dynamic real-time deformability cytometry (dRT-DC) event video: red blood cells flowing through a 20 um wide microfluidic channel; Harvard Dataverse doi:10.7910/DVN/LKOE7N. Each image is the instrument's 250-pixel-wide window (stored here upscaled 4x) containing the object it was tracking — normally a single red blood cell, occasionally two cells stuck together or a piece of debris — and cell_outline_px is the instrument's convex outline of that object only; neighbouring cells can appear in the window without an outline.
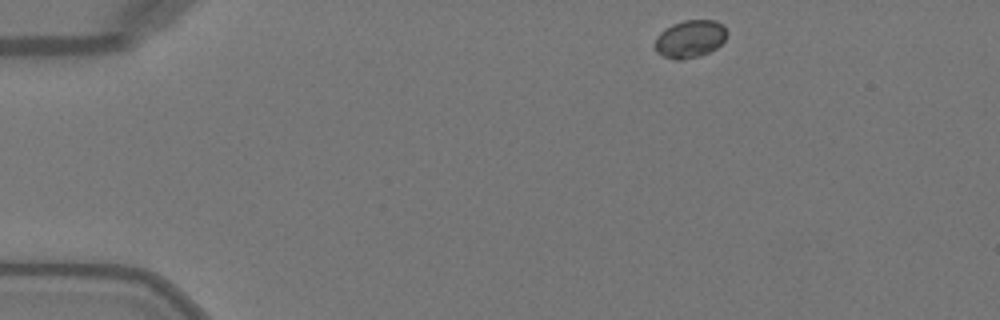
{"species": "Egyptian fruit bat (a non-hibernating species)", "species_latin": "Rousettus aegyptiacus", "temperature_condition": "warm", "stored_images_in_passage": 44, "camera_frame_rate_fps": 3000, "um_per_image_px": 0.085, "animal": {"sex": "female"}, "frame": {"image": 1, "passage_image": 1, "time_ms": 0.0, "image_size_px": [1000, 320], "cell_outline_px": [[728, 36], [716, 48], [700, 56], [680, 60], [676, 60], [664, 56], [656, 52], [652, 44], [656, 36], [660, 32], [672, 24], [684, 20], [716, 20], [728, 32]], "centroid_in_image_um": [58.61, 3.31], "position_along_channel_um": 26.4, "area_um2": 15.95}}
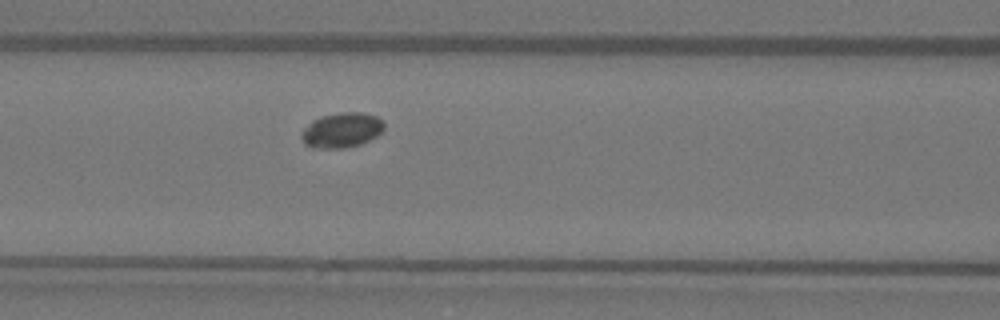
{"frame": {"image": 2, "passage_image": 15, "time_ms": 4.667, "image_size_px": [1000, 320], "cell_outline_px": [[384, 128], [376, 136], [360, 144], [344, 148], [312, 148], [304, 144], [300, 136], [304, 128], [312, 120], [320, 116], [340, 112], [364, 112], [376, 116], [384, 120]], "centroid_in_image_um": [29.03, 11.05], "position_along_channel_um": 137.6, "area_um2": 16.99}}
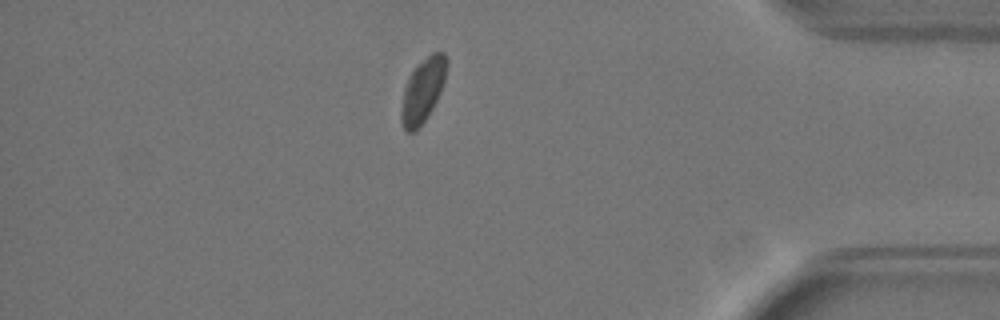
{"frame": {"image": 3, "passage_image": 37, "time_ms": 12.0, "image_size_px": [1000, 320], "cell_outline_px": [[448, 64], [444, 80], [440, 92], [432, 108], [424, 120], [412, 132], [408, 132], [404, 128], [400, 120], [400, 112], [404, 88], [408, 76], [432, 52], [444, 52], [448, 60]], "centroid_in_image_um": [35.93, 7.66], "position_along_channel_um": 399.3, "area_um2": 16.53}, "authors_computed_cell_mechanics": {"area_um2": 16.6464, "velocity_mm_per_s": 4.0242, "shape_relaxation_time_tau1_ms": null, "shape_relaxation_time_tau2_ms": 8.3893, "deformation_change_tau1": null, "deformation_change_tau2": 0.132}}